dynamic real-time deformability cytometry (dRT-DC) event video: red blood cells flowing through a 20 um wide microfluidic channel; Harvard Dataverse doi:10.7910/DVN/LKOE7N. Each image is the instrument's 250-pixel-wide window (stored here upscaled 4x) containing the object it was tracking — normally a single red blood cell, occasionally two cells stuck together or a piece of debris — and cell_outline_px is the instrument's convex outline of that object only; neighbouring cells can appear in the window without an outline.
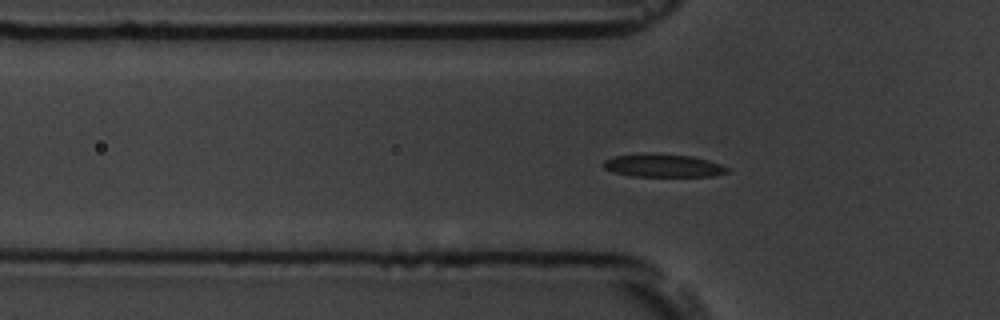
{"species": "common noctule bat (a hibernating species)", "species_latin": "Nyctalus noctula", "temperature_condition": "room temperature", "stored_images_in_passage": 41, "camera_frame_rate_fps": 3000, "um_per_image_px": 0.085, "animal": {"sex": "male", "body_mass_g": 19.5, "forearm_length_mm": 54.6}, "frame": {"image": 1, "passage_image": 2, "time_ms": 0.333, "image_size_px": [1000, 320], "cell_outline_px": [[728, 172], [712, 176], [632, 176], [612, 172], [604, 168], [604, 160], [612, 156], [644, 152], [648, 152], [692, 156], [708, 160], [720, 164], [728, 168]], "centroid_in_image_um": [56.31, 14.05], "position_along_channel_um": 69.5, "area_um2": 16.82}}
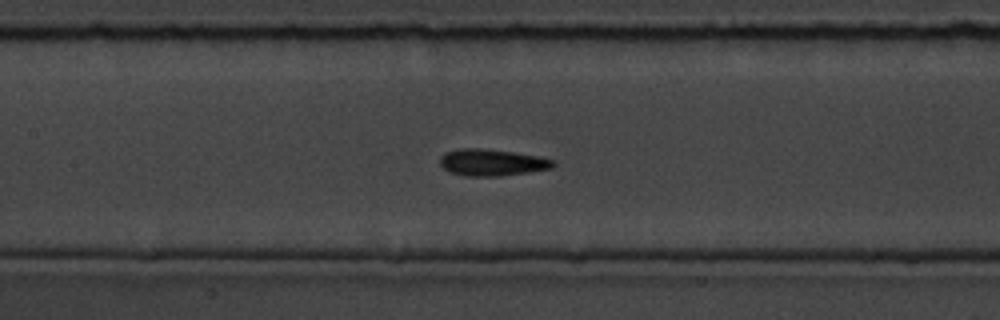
{"frame": {"image": 2, "passage_image": 10, "time_ms": 3.0, "image_size_px": [1000, 320], "cell_outline_px": [[556, 164], [552, 168], [528, 172], [500, 176], [464, 176], [448, 172], [440, 164], [440, 156], [444, 152], [460, 148], [480, 148], [512, 152], [540, 156], [552, 160]], "centroid_in_image_um": [41.78, 13.81], "position_along_channel_um": 165.6, "area_um2": 17.69}}
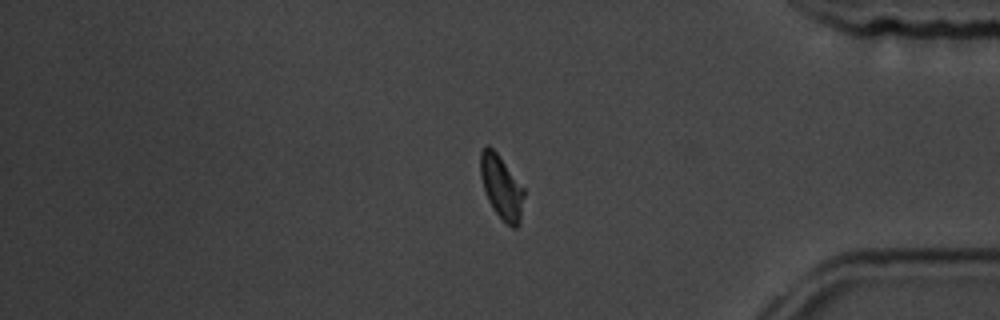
{"frame": {"image": 3, "passage_image": 31, "time_ms": 10.0, "image_size_px": [1000, 320], "cell_outline_px": [[524, 196], [520, 224], [516, 228], [512, 228], [492, 208], [488, 200], [480, 176], [480, 152], [488, 144], [496, 152], [524, 188]], "centroid_in_image_um": [42.62, 15.92], "position_along_channel_um": 392.6, "area_um2": 15.95}, "authors_computed_cell_mechanics": {"area_um2": 16.6464, "velocity_mm_per_s": 3.6056, "shape_relaxation_time_tau1_ms": 3.5966, "shape_relaxation_time_tau2_ms": 1.9801, "deformation_change_tau1": 0.1232, "deformation_change_tau2": 0.0727}}